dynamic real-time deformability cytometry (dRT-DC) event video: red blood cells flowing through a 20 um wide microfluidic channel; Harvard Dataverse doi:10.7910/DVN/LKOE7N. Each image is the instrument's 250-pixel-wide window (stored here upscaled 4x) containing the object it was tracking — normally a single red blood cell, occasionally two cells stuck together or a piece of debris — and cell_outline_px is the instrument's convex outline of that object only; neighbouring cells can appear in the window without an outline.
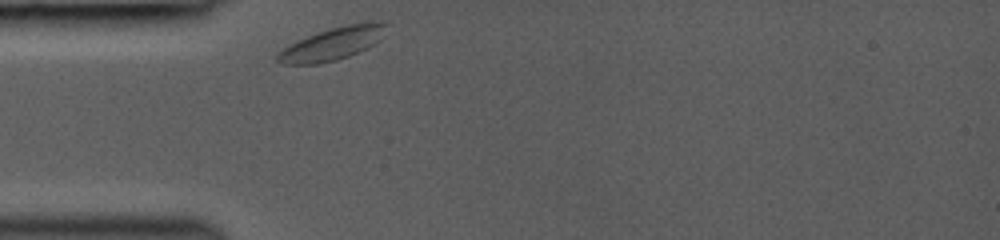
{"species": "common noctule bat (a hibernating species)", "species_latin": "Nyctalus noctula", "temperature_condition": "room temperature", "stored_images_in_passage": 29, "camera_frame_rate_fps": 3000, "um_per_image_px": 0.085, "animal": {"sex": "female", "body_mass_g": 19.0, "forearm_length_mm": 53.3}, "frame": {"image": 1, "passage_image": 1, "time_ms": 0.0, "image_size_px": [1000, 240], "cell_outline_px": [[388, 24], [384, 36], [376, 44], [368, 48], [348, 56], [336, 60], [316, 64], [280, 64], [276, 60], [276, 52], [316, 32], [348, 24]], "centroid_in_image_um": [28.22, 3.76], "position_along_channel_um": 56.8, "area_um2": 20.23}}
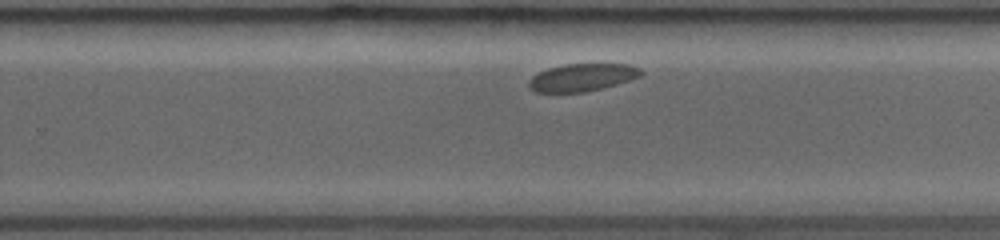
{"frame": {"image": 2, "passage_image": 19, "time_ms": 6.0, "image_size_px": [1000, 240], "cell_outline_px": [[644, 72], [640, 76], [616, 84], [584, 92], [536, 92], [528, 88], [528, 80], [532, 76], [548, 68], [564, 64], [632, 64], [640, 68]], "centroid_in_image_um": [49.47, 6.57], "position_along_channel_um": 280.3, "area_um2": 17.98}}
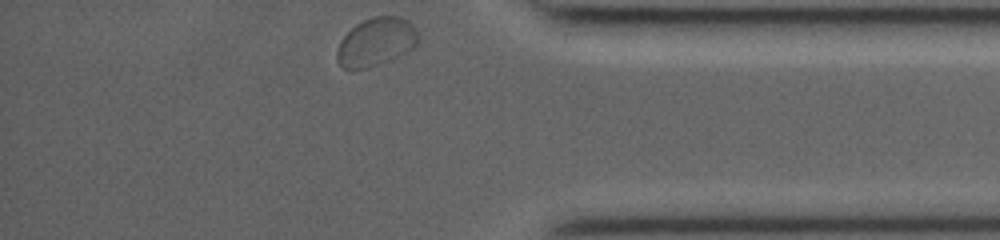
{"frame": {"image": 3, "passage_image": 29, "time_ms": 9.333, "image_size_px": [1000, 240], "cell_outline_px": [[420, 40], [412, 48], [388, 60], [368, 68], [344, 68], [336, 60], [336, 52], [340, 40], [356, 24], [372, 16], [400, 16], [408, 20], [412, 24], [420, 36]], "centroid_in_image_um": [31.97, 3.54], "position_along_channel_um": 403.2, "area_um2": 22.66}}